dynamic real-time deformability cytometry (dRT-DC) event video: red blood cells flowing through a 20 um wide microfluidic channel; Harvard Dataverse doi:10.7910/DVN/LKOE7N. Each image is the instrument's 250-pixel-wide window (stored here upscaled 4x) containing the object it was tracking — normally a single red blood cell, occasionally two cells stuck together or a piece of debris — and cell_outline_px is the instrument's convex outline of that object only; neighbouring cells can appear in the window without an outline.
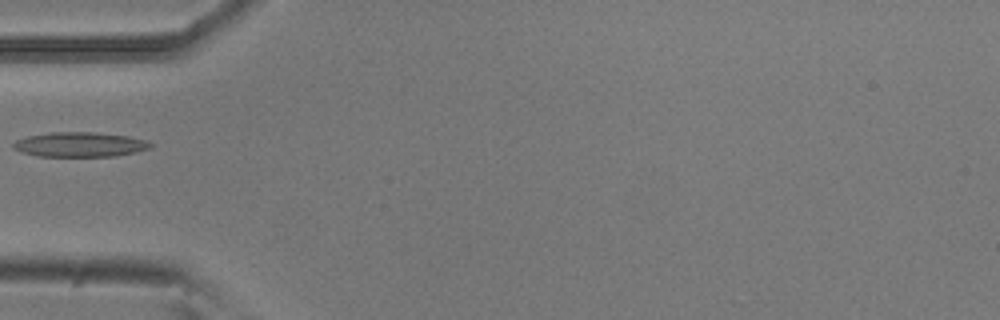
{"species": "common noctule bat (a hibernating species)", "species_latin": "Nyctalus noctula", "temperature_condition": "room temperature", "stored_images_in_passage": 35, "camera_frame_rate_fps": 3000, "um_per_image_px": 0.085, "animal": {"sex": "male", "body_mass_g": 20.5, "forearm_length_mm": 52.5}, "frame": {"image": 1, "passage_image": 1, "time_ms": 0.0, "image_size_px": [1000, 320], "cell_outline_px": [[152, 144], [148, 148], [136, 152], [116, 156], [36, 156], [12, 148], [12, 144], [16, 140], [28, 136], [52, 132], [92, 132], [128, 136], [144, 140]], "centroid_in_image_um": [6.76, 12.28], "position_along_channel_um": 78.2, "area_um2": 19.54}}
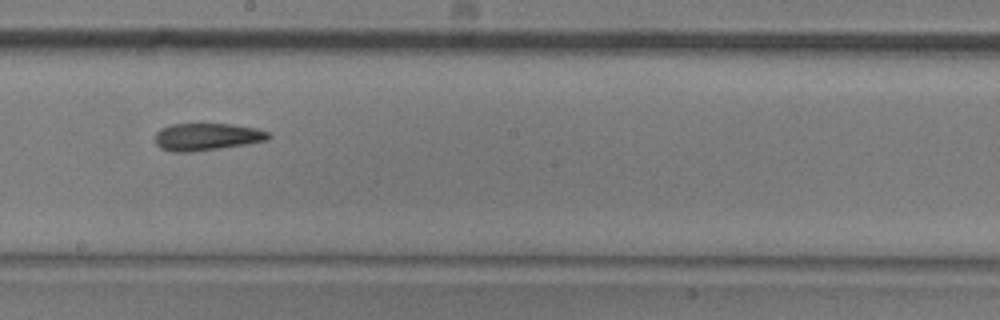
{"frame": {"image": 2, "passage_image": 13, "time_ms": 4.0, "image_size_px": [1000, 320], "cell_outline_px": [[272, 136], [268, 140], [244, 144], [192, 152], [172, 152], [160, 148], [156, 144], [156, 132], [160, 128], [172, 124], [228, 124], [256, 128], [268, 132]], "centroid_in_image_um": [17.55, 11.63], "position_along_channel_um": 230.6, "area_um2": 17.92}}
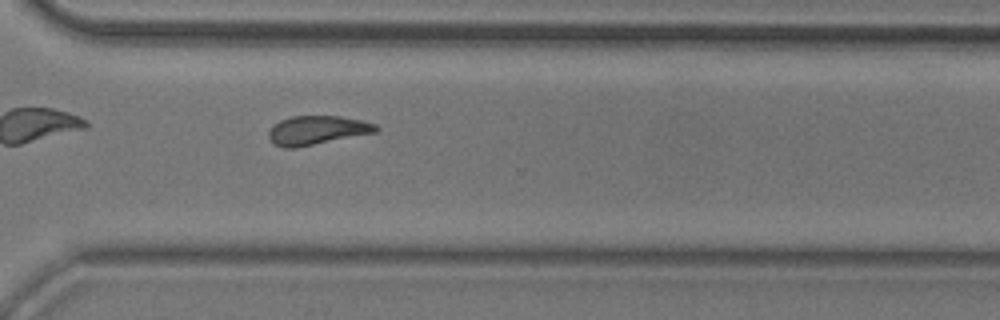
{"frame": {"image": 3, "passage_image": 22, "time_ms": 7.0, "image_size_px": [1000, 320], "cell_outline_px": [[380, 128], [376, 132], [296, 148], [284, 148], [272, 144], [268, 136], [268, 132], [280, 120], [292, 116], [340, 116], [360, 120], [376, 124]], "centroid_in_image_um": [26.94, 11.08], "position_along_channel_um": 343.7, "area_um2": 18.03}}